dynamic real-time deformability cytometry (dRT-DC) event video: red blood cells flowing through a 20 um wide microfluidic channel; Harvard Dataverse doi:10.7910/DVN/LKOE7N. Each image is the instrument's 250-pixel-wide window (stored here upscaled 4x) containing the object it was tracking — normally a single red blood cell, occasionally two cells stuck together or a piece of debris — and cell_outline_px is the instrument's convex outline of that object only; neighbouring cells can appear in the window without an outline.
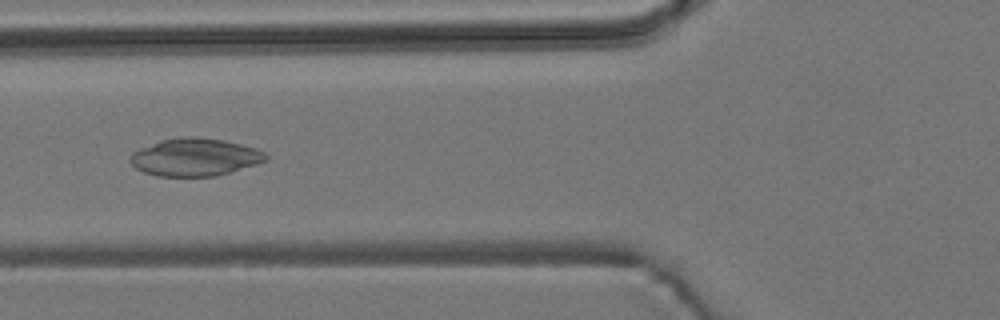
{"species": "common noctule bat (a hibernating species)", "species_latin": "Nyctalus noctula", "temperature_condition": "room temperature", "stored_images_in_passage": 7, "camera_frame_rate_fps": 3000, "um_per_image_px": 0.085, "animal": {"sex": "male", "body_mass_g": 19.2, "forearm_length_mm": 51.8}, "frame": {"image": 1, "passage_image": 6, "time_ms": 1.667, "image_size_px": [1000, 320], "cell_outline_px": [[268, 160], [256, 164], [216, 176], [156, 176], [144, 172], [136, 168], [128, 160], [128, 156], [132, 152], [140, 148], [160, 140], [180, 136], [196, 136], [224, 140], [256, 148], [264, 152], [268, 156]], "centroid_in_image_um": [16.54, 13.35], "position_along_channel_um": 109.3, "area_um2": 29.94}}
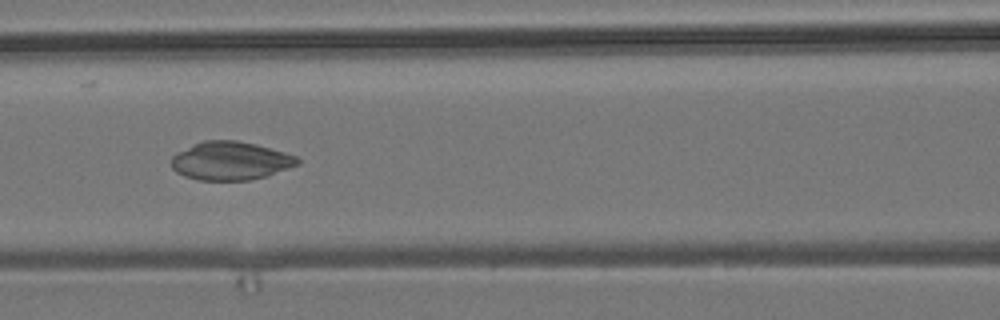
{"frame": {"image": 2, "passage_image": 7, "time_ms": 2.0, "image_size_px": [1000, 320], "cell_outline_px": [[300, 164], [268, 176], [248, 180], [200, 180], [184, 176], [176, 172], [172, 168], [172, 156], [176, 152], [204, 140], [236, 140], [256, 144], [284, 152], [296, 156], [300, 160]], "centroid_in_image_um": [19.6, 13.67], "position_along_channel_um": 147.0, "area_um2": 28.26}}